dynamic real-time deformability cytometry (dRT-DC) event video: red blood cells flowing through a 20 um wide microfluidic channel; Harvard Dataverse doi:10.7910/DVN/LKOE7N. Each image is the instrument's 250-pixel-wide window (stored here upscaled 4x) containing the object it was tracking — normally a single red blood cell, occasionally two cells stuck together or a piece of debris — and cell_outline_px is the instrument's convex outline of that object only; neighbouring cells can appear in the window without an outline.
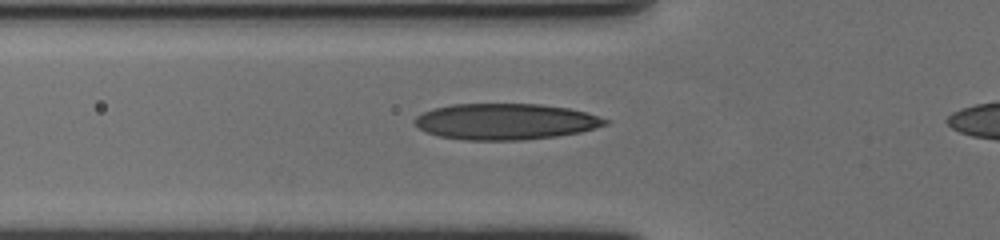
{"species": "human", "species_latin": "Homo sapiens", "temperature_condition": "cold", "stored_images_in_passage": 42, "camera_frame_rate_fps": 3000, "um_per_image_px": 0.085, "donor": {"sex": "female"}, "frame": {"image": 1, "passage_image": 12, "time_ms": 3.667, "image_size_px": [1000, 240], "cell_outline_px": [[612, 120], [608, 124], [580, 132], [556, 136], [524, 140], [464, 140], [440, 136], [424, 132], [412, 120], [416, 116], [432, 108], [452, 104], [540, 104], [568, 108], [588, 112]], "centroid_in_image_um": [42.98, 10.33], "position_along_channel_um": 82.8, "area_um2": 40.34}}
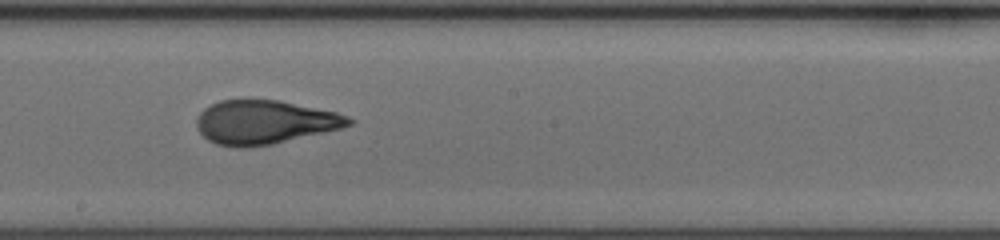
{"frame": {"image": 2, "passage_image": 24, "time_ms": 7.667, "image_size_px": [1000, 240], "cell_outline_px": [[356, 120], [352, 124], [340, 128], [324, 132], [272, 144], [248, 148], [236, 148], [216, 144], [208, 140], [196, 128], [196, 120], [200, 112], [204, 108], [220, 100], [280, 100], [336, 112], [348, 116]], "centroid_in_image_um": [22.48, 10.39], "position_along_channel_um": 225.7, "area_um2": 38.9}}
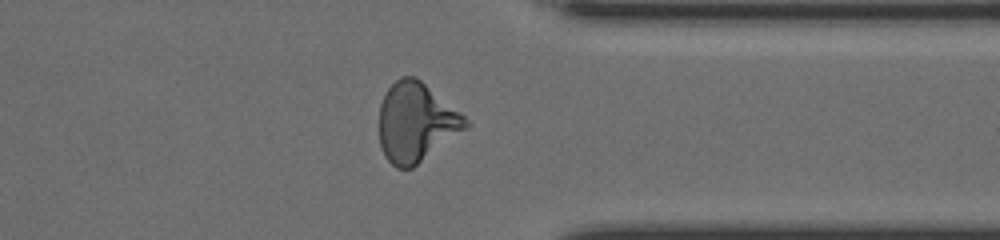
{"frame": {"image": 3, "passage_image": 37, "time_ms": 12.0, "image_size_px": [1000, 240], "cell_outline_px": [[472, 124], [468, 128], [412, 168], [396, 168], [384, 156], [380, 144], [380, 104], [388, 88], [400, 76], [416, 76], [464, 116]], "centroid_in_image_um": [35.37, 10.4], "position_along_channel_um": 376.0, "area_um2": 39.65}}